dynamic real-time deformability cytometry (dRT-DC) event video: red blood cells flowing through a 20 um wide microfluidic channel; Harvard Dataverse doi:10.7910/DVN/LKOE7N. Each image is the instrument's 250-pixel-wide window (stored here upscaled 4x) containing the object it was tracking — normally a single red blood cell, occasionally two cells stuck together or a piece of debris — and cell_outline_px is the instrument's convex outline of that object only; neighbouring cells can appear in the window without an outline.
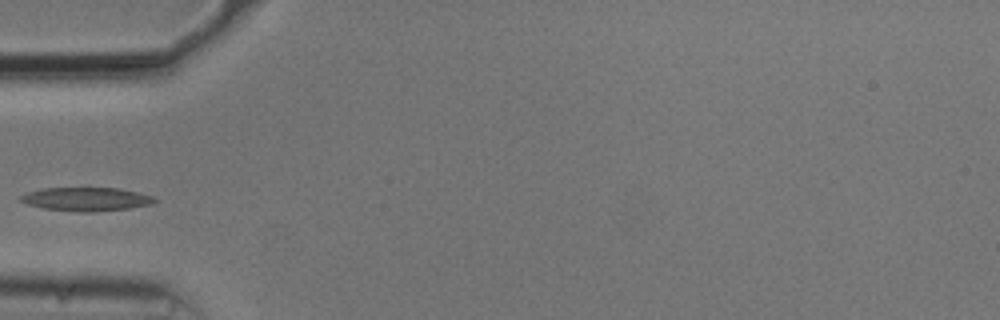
{"species": "common noctule bat (a hibernating species)", "species_latin": "Nyctalus noctula", "temperature_condition": "cold", "stored_images_in_passage": 25, "camera_frame_rate_fps": 3000, "um_per_image_px": 0.085, "animal": {"sex": "male", "body_mass_g": 20.5, "forearm_length_mm": 52.5}, "frame": {"image": 1, "passage_image": 1, "time_ms": 0.0, "image_size_px": [1000, 320], "cell_outline_px": [[156, 200], [152, 204], [128, 208], [96, 212], [76, 212], [44, 208], [28, 204], [20, 200], [20, 196], [28, 192], [44, 188], [120, 188], [152, 196]], "centroid_in_image_um": [7.33, 16.93], "position_along_channel_um": 77.7, "area_um2": 18.26}}
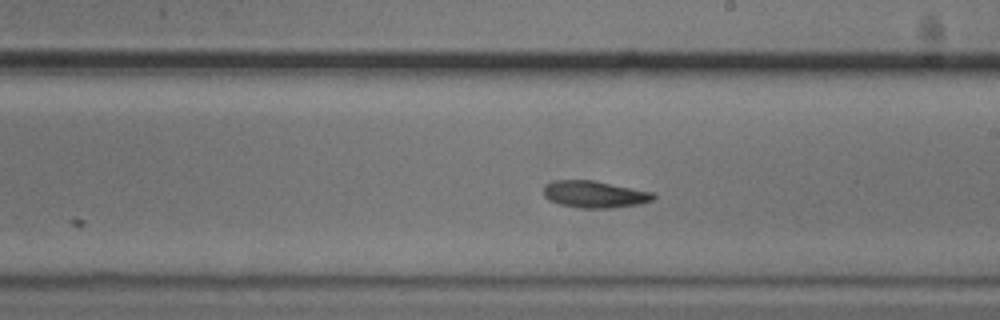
{"frame": {"image": 2, "passage_image": 14, "time_ms": 4.333, "image_size_px": [1000, 320], "cell_outline_px": [[656, 196], [652, 200], [640, 204], [612, 208], [580, 208], [560, 204], [548, 200], [544, 196], [544, 184], [552, 180], [592, 180], [656, 192]], "centroid_in_image_um": [50.55, 16.51], "position_along_channel_um": 238.5, "area_um2": 17.46}}
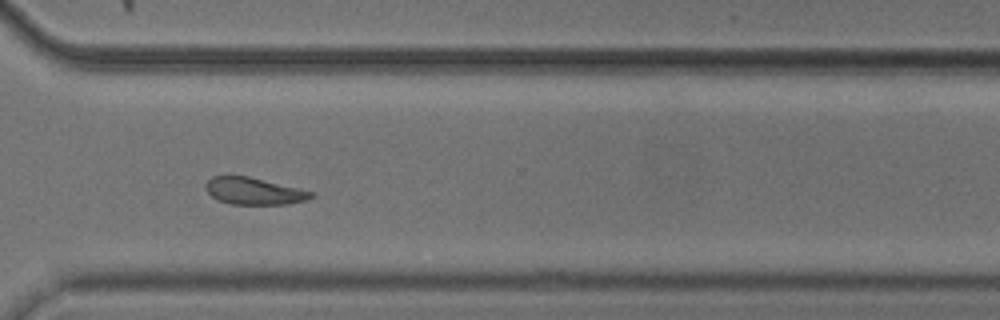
{"frame": {"image": 3, "passage_image": 23, "time_ms": 7.333, "image_size_px": [1000, 320], "cell_outline_px": [[316, 196], [308, 200], [284, 204], [232, 204], [220, 200], [212, 196], [204, 188], [204, 184], [212, 176], [248, 176], [316, 192]], "centroid_in_image_um": [21.62, 16.24], "position_along_channel_um": 349.0, "area_um2": 16.59}}